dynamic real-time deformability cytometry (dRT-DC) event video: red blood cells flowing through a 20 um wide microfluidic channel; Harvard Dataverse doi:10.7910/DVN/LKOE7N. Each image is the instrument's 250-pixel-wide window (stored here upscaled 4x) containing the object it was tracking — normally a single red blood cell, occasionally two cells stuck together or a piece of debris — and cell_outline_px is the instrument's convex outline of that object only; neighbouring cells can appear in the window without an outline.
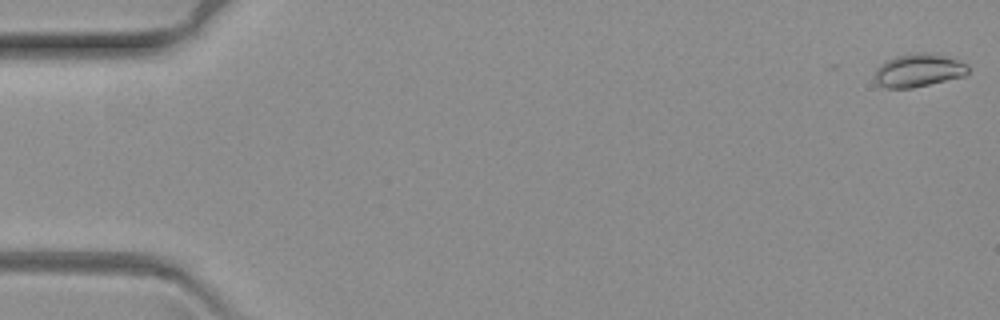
{"species": "common noctule bat (a hibernating species)", "species_latin": "Nyctalus noctula", "temperature_condition": "warm", "stored_images_in_passage": 66, "camera_frame_rate_fps": 3000, "um_per_image_px": 0.085, "animal": {"sex": "female", "body_mass_g": 19.3, "forearm_length_mm": 54.1}, "frame": {"image": 1, "passage_image": 1, "time_ms": 0.0, "image_size_px": [1000, 320], "cell_outline_px": [[968, 72], [964, 76], [912, 88], [884, 88], [876, 84], [876, 68], [884, 60], [896, 56], [916, 52], [936, 52], [948, 56], [968, 64]], "centroid_in_image_um": [78.07, 5.96], "position_along_channel_um": 6.9, "area_um2": 18.32}}
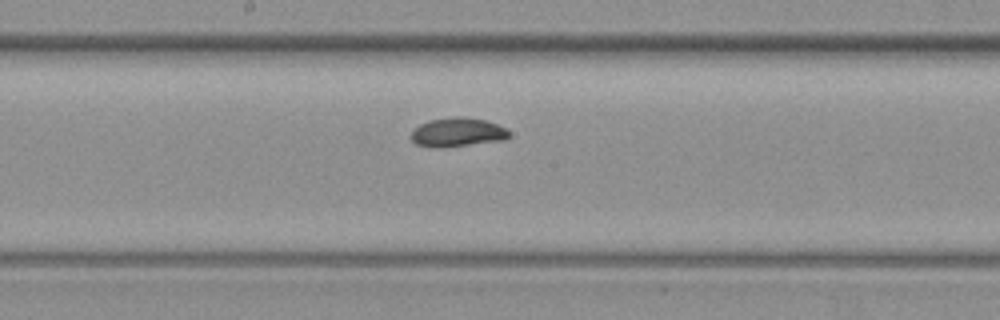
{"frame": {"image": 2, "passage_image": 35, "time_ms": 11.333, "image_size_px": [1000, 320], "cell_outline_px": [[508, 136], [504, 140], [440, 148], [428, 148], [416, 144], [408, 136], [420, 124], [428, 120], [456, 116], [464, 116], [484, 120], [496, 124], [504, 128], [508, 132]], "centroid_in_image_um": [38.81, 11.25], "position_along_channel_um": 209.4, "area_um2": 16.59}}
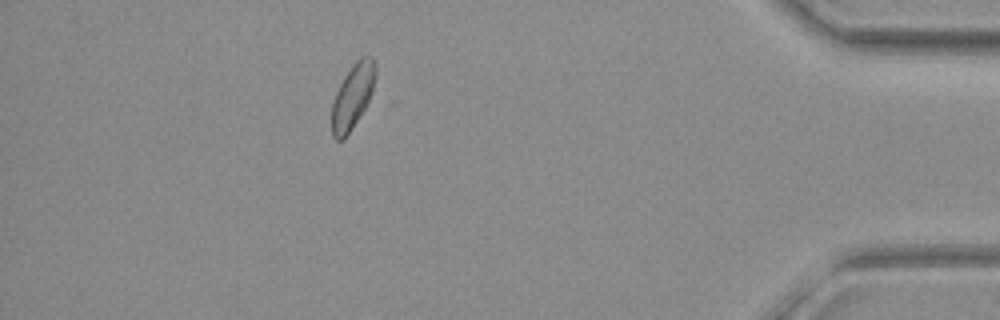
{"frame": {"image": 3, "passage_image": 59, "time_ms": 19.333, "image_size_px": [1000, 320], "cell_outline_px": [[376, 76], [372, 100], [348, 132], [340, 140], [336, 140], [332, 136], [332, 104], [336, 92], [344, 76], [352, 64], [360, 56], [372, 56], [376, 60]], "centroid_in_image_um": [30.03, 8.11], "position_along_channel_um": 405.2, "area_um2": 16.82}}